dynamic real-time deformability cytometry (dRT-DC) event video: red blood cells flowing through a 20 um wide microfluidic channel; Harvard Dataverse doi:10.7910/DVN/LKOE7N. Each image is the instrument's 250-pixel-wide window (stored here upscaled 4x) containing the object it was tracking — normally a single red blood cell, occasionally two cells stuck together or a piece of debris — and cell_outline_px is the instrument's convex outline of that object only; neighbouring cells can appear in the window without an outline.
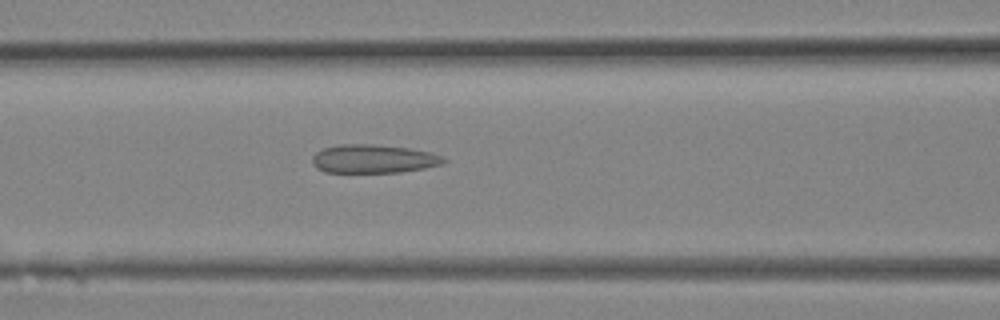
{"species": "Egyptian fruit bat (a non-hibernating species)", "species_latin": "Rousettus aegyptiacus", "temperature_condition": "room temperature", "stored_images_in_passage": 19, "camera_frame_rate_fps": 3000, "um_per_image_px": 0.085, "animal": {"sex": "female"}, "frame": {"image": 1, "passage_image": 4, "time_ms": 1.0, "image_size_px": [1000, 320], "cell_outline_px": [[448, 160], [444, 164], [424, 168], [400, 172], [324, 172], [316, 168], [312, 164], [312, 156], [316, 152], [324, 148], [340, 144], [372, 144], [408, 148], [432, 152], [444, 156]], "centroid_in_image_um": [31.77, 13.5], "position_along_channel_um": 134.8, "area_um2": 22.02}}
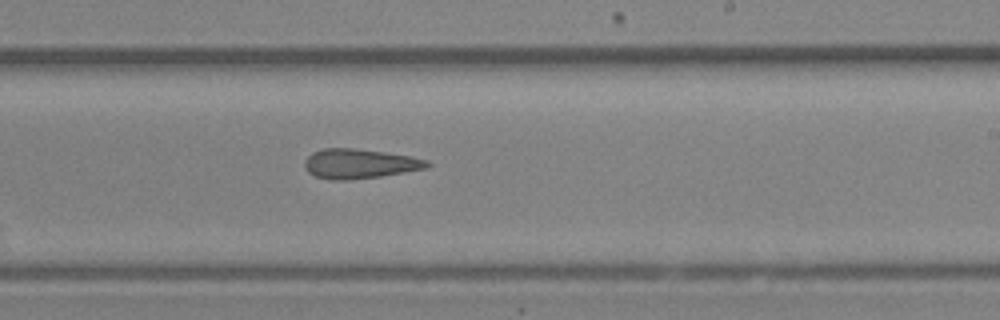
{"frame": {"image": 2, "passage_image": 9, "time_ms": 2.667, "image_size_px": [1000, 320], "cell_outline_px": [[432, 164], [428, 168], [380, 176], [344, 180], [332, 180], [316, 176], [308, 172], [304, 168], [304, 160], [312, 152], [324, 148], [352, 148], [384, 152], [412, 156], [428, 160]], "centroid_in_image_um": [30.57, 13.91], "position_along_channel_um": 258.4, "area_um2": 21.15}}
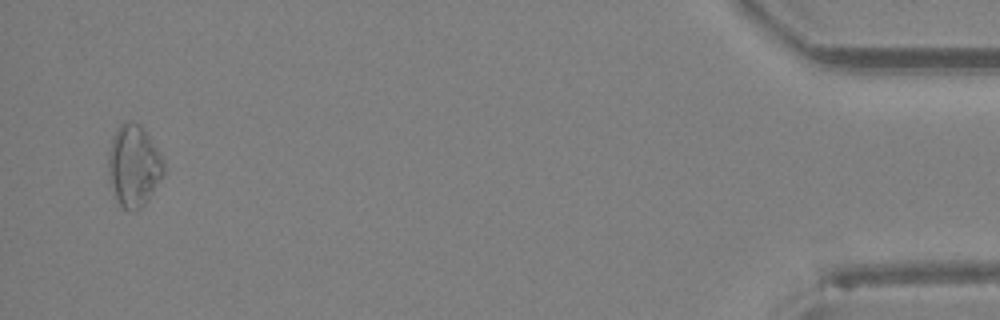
{"frame": {"image": 3, "passage_image": 19, "time_ms": 6.0, "image_size_px": [1000, 320], "cell_outline_px": [[164, 176], [144, 204], [136, 212], [132, 212], [124, 208], [120, 204], [108, 180], [108, 152], [112, 136], [116, 128], [124, 120], [132, 120], [140, 124], [164, 156]], "centroid_in_image_um": [11.38, 14.05], "position_along_channel_um": 423.8, "area_um2": 26.93}}